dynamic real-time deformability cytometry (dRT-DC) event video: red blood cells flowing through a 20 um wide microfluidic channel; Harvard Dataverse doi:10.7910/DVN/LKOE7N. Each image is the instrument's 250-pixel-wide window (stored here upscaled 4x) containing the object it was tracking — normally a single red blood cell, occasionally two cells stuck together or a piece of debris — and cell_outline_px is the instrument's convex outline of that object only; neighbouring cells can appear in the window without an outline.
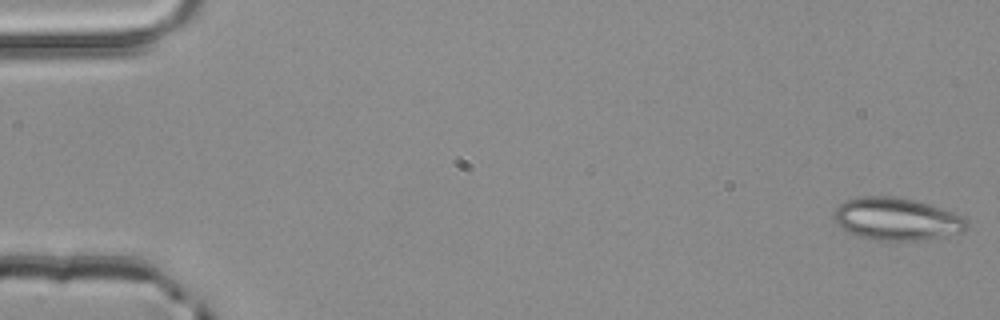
{"species": "common noctule bat (a hibernating species)", "species_latin": "Nyctalus noctula", "temperature_condition": "room temperature", "stored_images_in_passage": 4, "camera_frame_rate_fps": 3000, "um_per_image_px": 0.085, "animal": {"sex": "male", "body_mass_g": 20.4}, "frame": {"image": 1, "passage_image": 1, "time_ms": 0.0, "image_size_px": [1000, 320], "cell_outline_px": [[968, 228], [964, 232], [924, 240], [880, 240], [860, 236], [848, 232], [836, 224], [832, 216], [832, 212], [844, 200], [860, 196], [896, 196], [928, 204], [964, 216], [968, 220]], "centroid_in_image_um": [76.21, 18.61], "position_along_channel_um": 8.8, "area_um2": 33.06}}
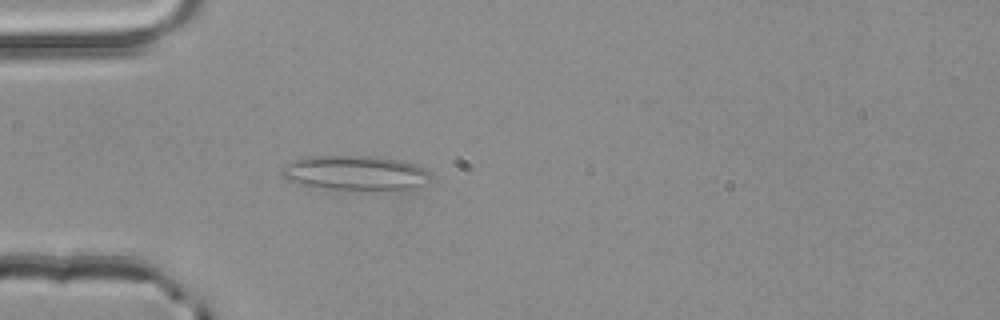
{"frame": {"image": 2, "passage_image": 4, "time_ms": 1.0, "image_size_px": [1000, 320], "cell_outline_px": [[432, 176], [420, 184], [400, 192], [316, 188], [300, 184], [288, 180], [280, 172], [280, 168], [296, 160], [312, 156], [372, 156], [400, 160], [424, 168]], "centroid_in_image_um": [30.2, 14.73], "position_along_channel_um": 54.8, "area_um2": 30.35}}